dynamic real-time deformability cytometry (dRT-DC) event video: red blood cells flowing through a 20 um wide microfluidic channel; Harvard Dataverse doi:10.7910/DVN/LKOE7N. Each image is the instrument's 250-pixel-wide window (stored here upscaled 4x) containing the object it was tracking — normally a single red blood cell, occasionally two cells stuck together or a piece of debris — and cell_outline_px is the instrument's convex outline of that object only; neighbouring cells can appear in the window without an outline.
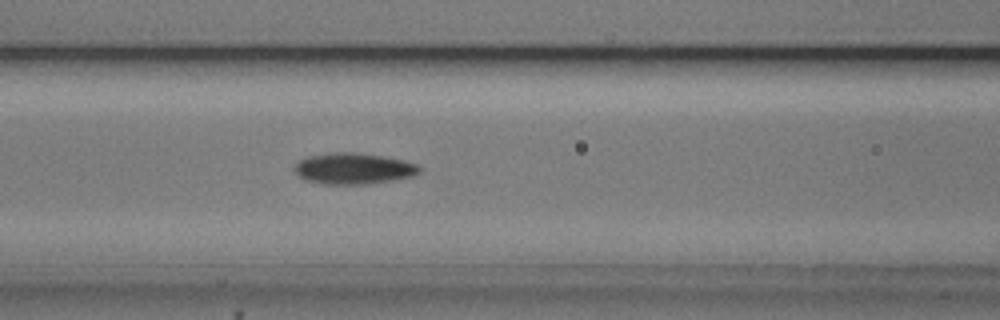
{"species": "common noctule bat (a hibernating species)", "species_latin": "Nyctalus noctula", "temperature_condition": "cold", "stored_images_in_passage": 52, "camera_frame_rate_fps": 3000, "um_per_image_px": 0.085, "animal": {"sex": "male", "body_mass_g": 20.5, "forearm_length_mm": 52.5}, "frame": {"image": 1, "passage_image": 23, "time_ms": 7.333, "image_size_px": [1000, 320], "cell_outline_px": [[420, 172], [412, 176], [392, 180], [368, 184], [324, 184], [308, 180], [300, 176], [296, 172], [296, 164], [300, 160], [308, 156], [332, 152], [352, 152], [380, 156], [404, 160], [420, 164]], "centroid_in_image_um": [30.09, 14.32], "position_along_channel_um": 136.5, "area_um2": 22.43}}
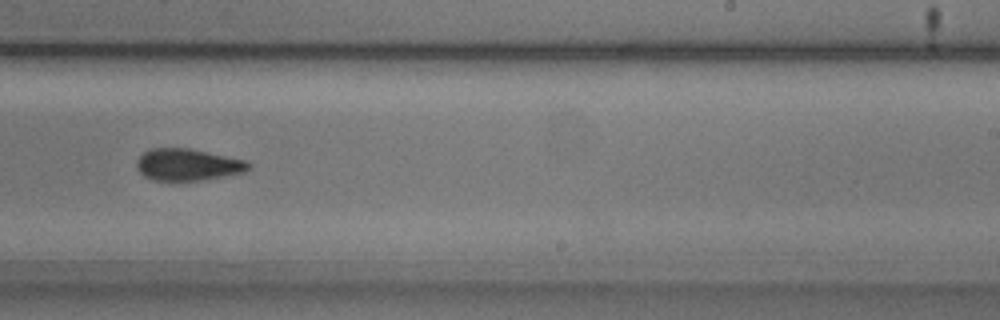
{"frame": {"image": 2, "passage_image": 34, "time_ms": 11.0, "image_size_px": [1000, 320], "cell_outline_px": [[252, 164], [244, 172], [200, 180], [152, 180], [144, 176], [136, 168], [136, 160], [144, 152], [152, 148], [188, 148], [248, 160]], "centroid_in_image_um": [15.95, 13.99], "position_along_channel_um": 273.1, "area_um2": 20.69}}
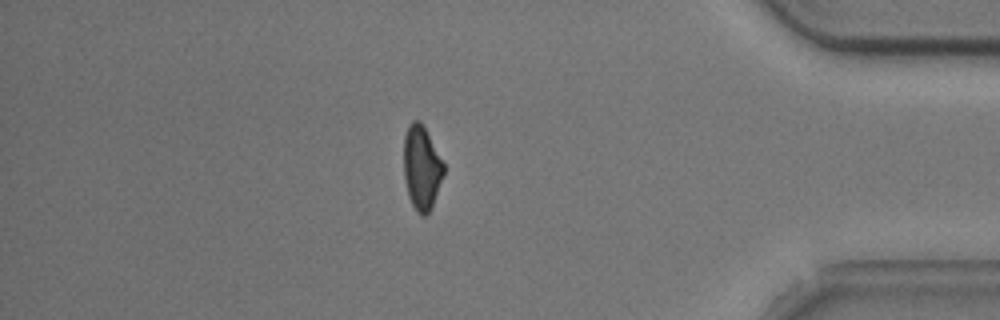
{"frame": {"image": 3, "passage_image": 47, "time_ms": 15.333, "image_size_px": [1000, 320], "cell_outline_px": [[444, 172], [432, 208], [424, 216], [420, 216], [416, 212], [408, 196], [404, 176], [404, 136], [408, 124], [412, 120], [420, 120], [444, 164]], "centroid_in_image_um": [35.82, 14.27], "position_along_channel_um": 399.4, "area_um2": 19.48}, "authors_computed_cell_mechanics": {"area_um2": 20.7791, "velocity_mm_per_s": 3.7367, "shape_relaxation_time_tau1_ms": 3.1079, "shape_relaxation_time_tau2_ms": 9.0703, "deformation_change_tau1": 0.1159, "deformation_change_tau2": 0.1739}}